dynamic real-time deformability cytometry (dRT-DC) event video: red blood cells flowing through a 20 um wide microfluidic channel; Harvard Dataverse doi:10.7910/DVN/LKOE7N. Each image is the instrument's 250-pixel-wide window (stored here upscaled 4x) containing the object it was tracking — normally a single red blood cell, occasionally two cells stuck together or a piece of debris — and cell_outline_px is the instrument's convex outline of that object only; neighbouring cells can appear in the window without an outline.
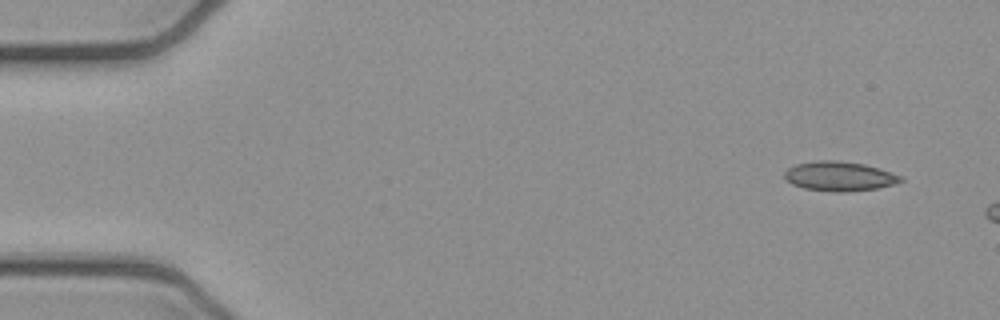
{"species": "common noctule bat (a hibernating species)", "species_latin": "Nyctalus noctula", "temperature_condition": "cold", "stored_images_in_passage": 3, "camera_frame_rate_fps": 3000, "um_per_image_px": 0.085, "animal": {"sex": "female", "body_mass_g": 21.9}, "frame": {"image": 1, "passage_image": 1, "time_ms": 0.0, "image_size_px": [1000, 320], "cell_outline_px": [[904, 180], [892, 184], [876, 188], [844, 192], [836, 192], [804, 188], [792, 184], [784, 180], [784, 172], [788, 168], [796, 164], [820, 160], [836, 160], [864, 164], [880, 168], [904, 176]], "centroid_in_image_um": [71.34, 14.97], "position_along_channel_um": 13.7, "area_um2": 20.0}}